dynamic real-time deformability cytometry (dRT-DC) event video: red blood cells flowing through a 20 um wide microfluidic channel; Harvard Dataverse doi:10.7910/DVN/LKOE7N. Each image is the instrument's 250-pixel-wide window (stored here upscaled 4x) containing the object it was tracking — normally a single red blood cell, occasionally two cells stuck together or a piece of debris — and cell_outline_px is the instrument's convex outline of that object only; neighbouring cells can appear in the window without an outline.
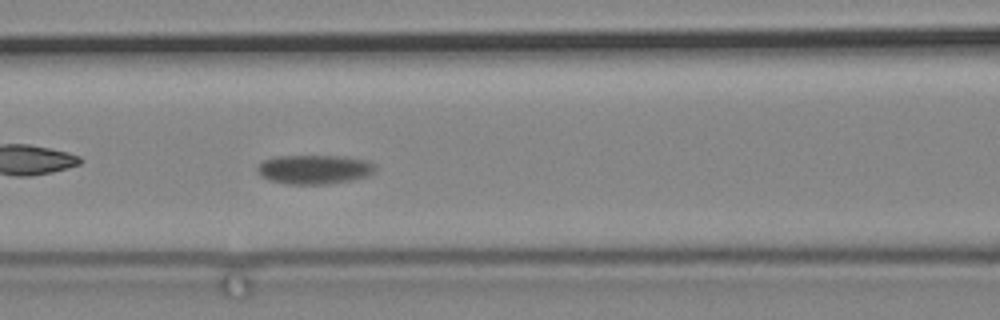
{"species": "common noctule bat (a hibernating species)", "species_latin": "Nyctalus noctula", "temperature_condition": "cold", "stored_images_in_passage": 46, "camera_frame_rate_fps": 3000, "um_per_image_px": 0.085, "animal": {"sex": "male", "body_mass_g": 19.2, "forearm_length_mm": 51.8}, "frame": {"image": 1, "passage_image": 8, "time_ms": 2.333, "image_size_px": [1000, 320], "cell_outline_px": [[376, 168], [368, 176], [352, 180], [324, 184], [284, 184], [268, 180], [260, 176], [256, 172], [256, 168], [264, 160], [276, 156], [344, 156], [368, 160], [376, 164]], "centroid_in_image_um": [26.71, 14.4], "position_along_channel_um": 139.9, "area_um2": 20.29}}
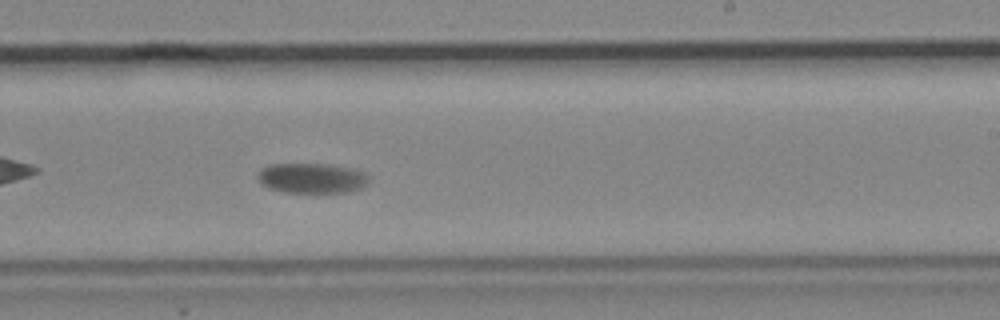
{"frame": {"image": 2, "passage_image": 20, "time_ms": 6.333, "image_size_px": [1000, 320], "cell_outline_px": [[368, 180], [360, 188], [344, 192], [284, 192], [268, 188], [260, 184], [256, 176], [264, 168], [272, 164], [328, 164], [352, 168], [364, 172], [368, 176]], "centroid_in_image_um": [26.47, 15.14], "position_along_channel_um": 262.5, "area_um2": 19.31}}
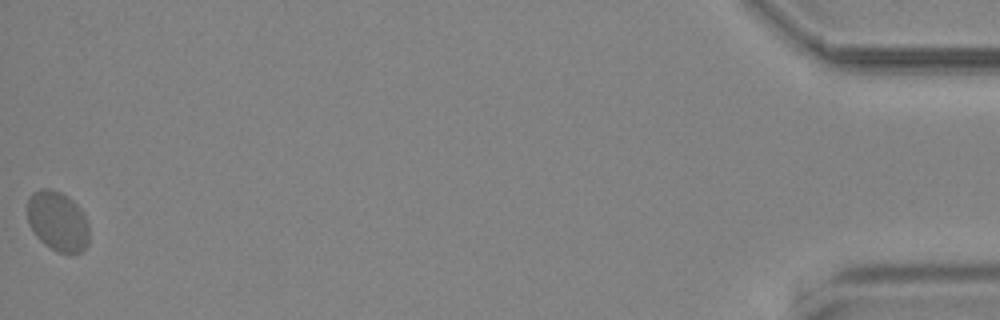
{"frame": {"image": 3, "passage_image": 46, "time_ms": 15.0, "image_size_px": [1000, 320], "cell_outline_px": [[88, 244], [80, 252], [56, 252], [44, 244], [36, 236], [28, 224], [28, 200], [32, 192], [40, 188], [52, 188], [68, 196], [80, 208], [88, 224]], "centroid_in_image_um": [4.88, 18.78], "position_along_channel_um": 430.3, "area_um2": 21.56}}